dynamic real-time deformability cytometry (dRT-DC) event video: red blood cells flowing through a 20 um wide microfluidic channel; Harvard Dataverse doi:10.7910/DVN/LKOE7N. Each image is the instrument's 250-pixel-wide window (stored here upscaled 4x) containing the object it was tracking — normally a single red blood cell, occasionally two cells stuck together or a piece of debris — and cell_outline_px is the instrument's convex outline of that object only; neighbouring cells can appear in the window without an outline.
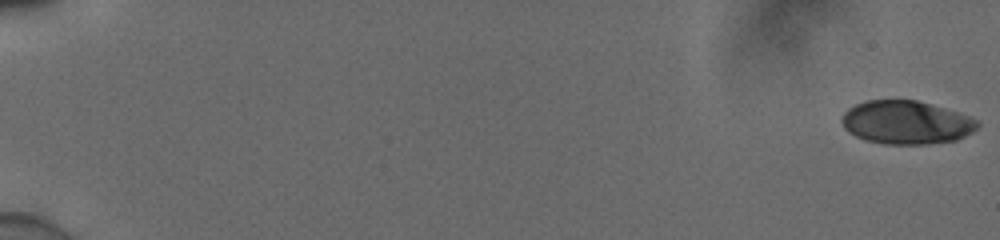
{"species": "human", "species_latin": "Homo sapiens", "temperature_condition": "cold", "stored_images_in_passage": 22, "camera_frame_rate_fps": 3000, "um_per_image_px": 0.085, "donor": {"sex": "male"}, "frame": {"image": 1, "passage_image": 1, "time_ms": 0.0, "image_size_px": [1000, 240], "cell_outline_px": [[980, 124], [972, 132], [956, 140], [928, 144], [884, 144], [868, 140], [856, 136], [848, 132], [844, 128], [840, 120], [840, 116], [848, 108], [864, 100], [916, 100], [944, 108], [980, 120]], "centroid_in_image_um": [77.0, 10.4], "position_along_channel_um": 8.0, "area_um2": 34.33}}
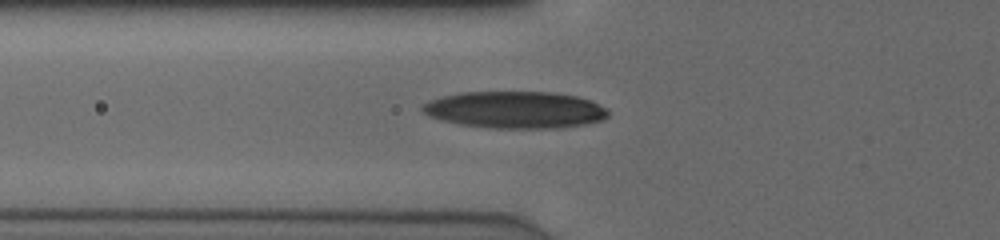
{"frame": {"image": 2, "passage_image": 19, "time_ms": 6.0, "image_size_px": [1000, 240], "cell_outline_px": [[608, 116], [604, 120], [564, 128], [488, 128], [460, 124], [428, 116], [420, 108], [424, 104], [432, 100], [444, 96], [464, 92], [552, 92], [576, 96], [588, 100], [608, 108]], "centroid_in_image_um": [43.83, 9.34], "position_along_channel_um": 82.0, "area_um2": 39.88}}
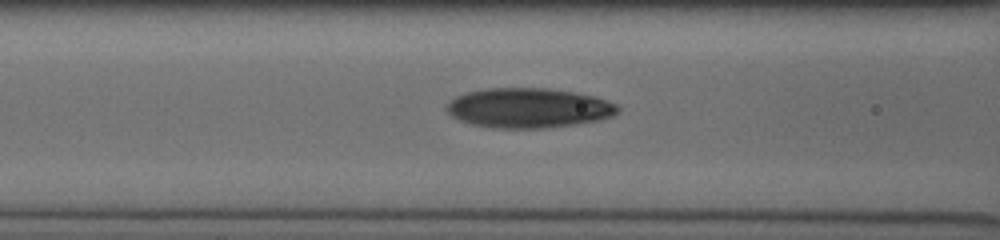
{"frame": {"image": 3, "passage_image": 22, "time_ms": 7.0, "image_size_px": [1000, 240], "cell_outline_px": [[620, 112], [612, 116], [600, 120], [576, 124], [544, 128], [496, 128], [472, 124], [460, 120], [452, 116], [444, 108], [456, 96], [468, 92], [484, 88], [548, 88], [576, 92], [596, 96], [616, 104], [620, 108]], "centroid_in_image_um": [44.97, 9.17], "position_along_channel_um": 121.6, "area_um2": 39.82}}